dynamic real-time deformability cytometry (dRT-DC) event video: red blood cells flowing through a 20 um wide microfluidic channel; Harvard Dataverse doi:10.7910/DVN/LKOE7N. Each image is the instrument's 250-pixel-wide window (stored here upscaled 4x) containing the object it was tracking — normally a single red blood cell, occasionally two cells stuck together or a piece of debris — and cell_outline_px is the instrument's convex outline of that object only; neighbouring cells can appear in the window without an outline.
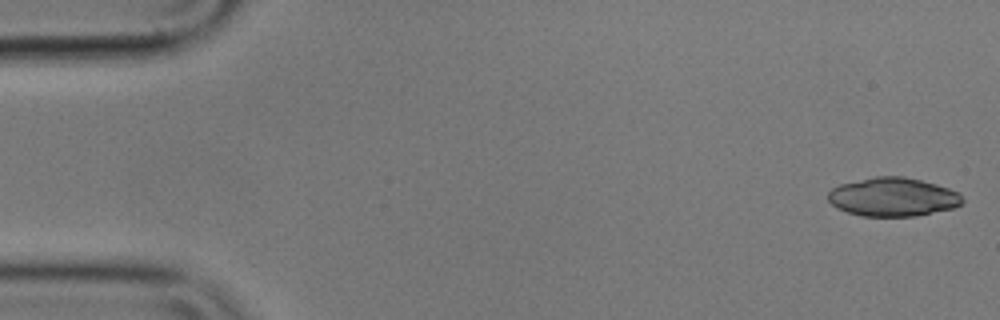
{"species": "common noctule bat (a hibernating species)", "species_latin": "Nyctalus noctula", "temperature_condition": "cold", "stored_images_in_passage": 9, "camera_frame_rate_fps": 3000, "um_per_image_px": 0.085, "animal": {"sex": "male", "body_mass_g": 17.9}, "frame": {"image": 1, "passage_image": 1, "time_ms": 0.0, "image_size_px": [1000, 320], "cell_outline_px": [[964, 200], [960, 204], [952, 208], [916, 216], [860, 216], [836, 208], [828, 200], [828, 192], [832, 188], [840, 184], [876, 176], [904, 176], [936, 184], [960, 192]], "centroid_in_image_um": [75.89, 16.74], "position_along_channel_um": 9.1, "area_um2": 30.29}}